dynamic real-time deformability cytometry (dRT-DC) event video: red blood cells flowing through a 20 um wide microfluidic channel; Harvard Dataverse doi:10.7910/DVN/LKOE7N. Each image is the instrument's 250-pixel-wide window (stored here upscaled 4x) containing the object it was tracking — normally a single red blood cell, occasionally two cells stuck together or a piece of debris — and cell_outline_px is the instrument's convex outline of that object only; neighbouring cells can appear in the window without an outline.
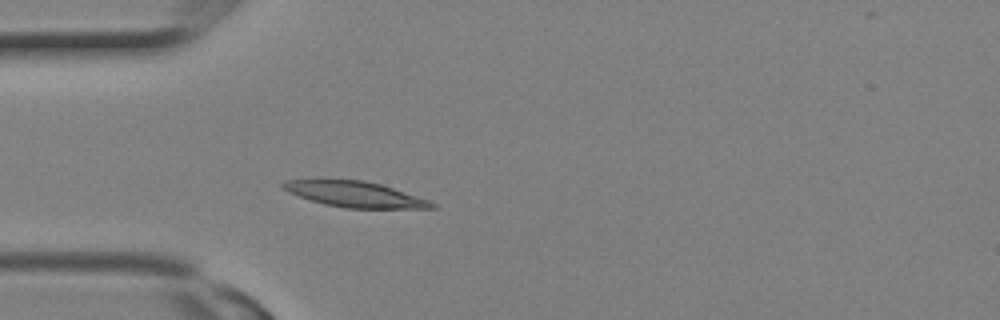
{"species": "Egyptian fruit bat (a non-hibernating species)", "species_latin": "Rousettus aegyptiacus", "temperature_condition": "room temperature", "stored_images_in_passage": 8, "camera_frame_rate_fps": 3000, "um_per_image_px": 0.085, "animal": {"sex": "female"}, "frame": {"image": 1, "passage_image": 6, "time_ms": 1.667, "image_size_px": [1000, 320], "cell_outline_px": [[436, 208], [344, 208], [324, 204], [288, 192], [280, 188], [280, 184], [284, 180], [312, 176], [320, 176], [364, 180], [380, 184], [428, 200], [436, 204]], "centroid_in_image_um": [29.97, 16.44], "position_along_channel_um": 55.0, "area_um2": 23.18}}
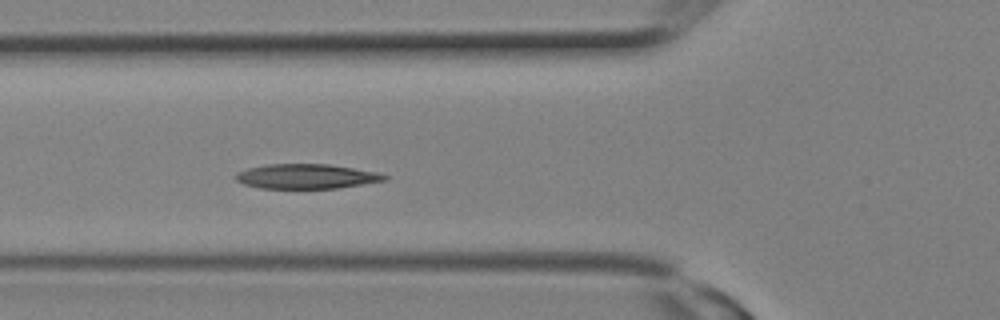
{"frame": {"image": 2, "passage_image": 8, "time_ms": 2.333, "image_size_px": [1000, 320], "cell_outline_px": [[388, 180], [336, 188], [260, 188], [244, 184], [236, 180], [232, 176], [236, 172], [248, 168], [268, 164], [328, 164], [376, 172], [388, 176]], "centroid_in_image_um": [25.99, 14.99], "position_along_channel_um": 99.8, "area_um2": 21.33}}